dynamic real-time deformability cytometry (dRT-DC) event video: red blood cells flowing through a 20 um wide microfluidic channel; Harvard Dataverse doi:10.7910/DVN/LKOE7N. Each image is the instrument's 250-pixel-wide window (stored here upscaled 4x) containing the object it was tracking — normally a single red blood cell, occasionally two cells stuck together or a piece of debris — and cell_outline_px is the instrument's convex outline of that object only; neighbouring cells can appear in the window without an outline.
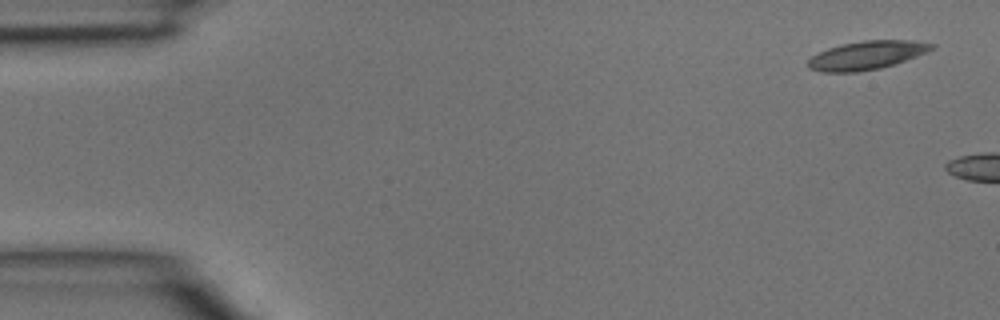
{"species": "common noctule bat (a hibernating species)", "species_latin": "Nyctalus noctula", "temperature_condition": "room temperature", "stored_images_in_passage": 2, "camera_frame_rate_fps": 3000, "um_per_image_px": 0.085, "animal": {"sex": "male", "body_mass_g": 15.6}, "frame": {"image": 1, "passage_image": 1, "time_ms": 0.0, "image_size_px": [1000, 320], "cell_outline_px": [[936, 48], [928, 52], [880, 68], [856, 72], [824, 72], [808, 68], [808, 60], [812, 56], [828, 48], [844, 44], [864, 40], [912, 40], [936, 44]], "centroid_in_image_um": [73.7, 4.69], "position_along_channel_um": 11.3, "area_um2": 20.35}}